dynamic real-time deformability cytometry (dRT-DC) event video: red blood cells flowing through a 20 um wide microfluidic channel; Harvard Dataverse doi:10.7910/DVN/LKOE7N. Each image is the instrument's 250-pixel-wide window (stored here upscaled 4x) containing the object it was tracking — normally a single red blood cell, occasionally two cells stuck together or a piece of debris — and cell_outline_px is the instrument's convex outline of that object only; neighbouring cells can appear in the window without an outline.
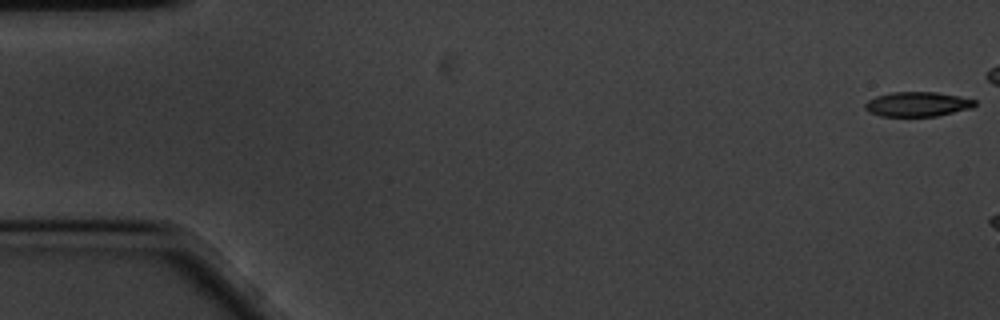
{"species": "common noctule bat (a hibernating species)", "species_latin": "Nyctalus noctula", "temperature_condition": "cold", "stored_images_in_passage": 10, "camera_frame_rate_fps": 3000, "um_per_image_px": 0.085, "animal": {"sex": "male", "body_mass_g": 20.1, "forearm_length_mm": 53.5}, "frame": {"image": 1, "passage_image": 1, "time_ms": 0.0, "image_size_px": [1000, 320], "cell_outline_px": [[976, 104], [972, 108], [936, 116], [880, 116], [864, 108], [864, 104], [868, 100], [876, 96], [892, 92], [936, 92], [960, 96], [976, 100]], "centroid_in_image_um": [78.0, 8.85], "position_along_channel_um": 7.0, "area_um2": 15.72}}